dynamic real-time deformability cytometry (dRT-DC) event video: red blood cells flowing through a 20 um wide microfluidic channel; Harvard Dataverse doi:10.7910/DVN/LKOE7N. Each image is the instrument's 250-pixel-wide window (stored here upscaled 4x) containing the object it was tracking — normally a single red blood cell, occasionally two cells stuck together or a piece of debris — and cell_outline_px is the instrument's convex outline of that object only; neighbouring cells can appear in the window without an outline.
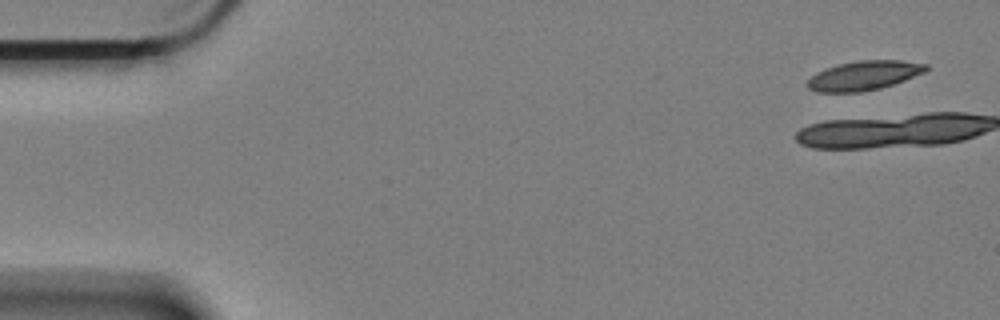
{"species": "Egyptian fruit bat (a non-hibernating species)", "species_latin": "Rousettus aegyptiacus", "temperature_condition": "cold", "stored_images_in_passage": 2, "camera_frame_rate_fps": 3000, "um_per_image_px": 0.085, "animal": {"sex": "female"}, "frame": {"image": 1, "passage_image": 1, "time_ms": 0.0, "image_size_px": [1000, 320], "cell_outline_px": [[928, 68], [924, 72], [904, 80], [880, 88], [860, 92], [816, 92], [808, 88], [804, 84], [816, 72], [824, 68], [840, 64], [860, 60], [900, 60], [928, 64]], "centroid_in_image_um": [73.39, 6.42], "position_along_channel_um": 11.6, "area_um2": 20.23}}